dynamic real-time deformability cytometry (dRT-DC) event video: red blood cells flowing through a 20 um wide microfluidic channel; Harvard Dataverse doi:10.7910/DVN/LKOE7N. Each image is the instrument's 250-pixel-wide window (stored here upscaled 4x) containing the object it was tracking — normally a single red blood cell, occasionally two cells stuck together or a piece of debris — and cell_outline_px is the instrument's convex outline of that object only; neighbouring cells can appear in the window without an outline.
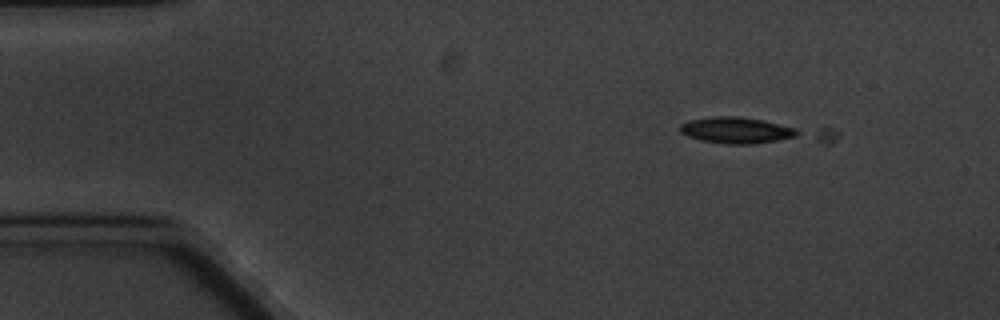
{"species": "common noctule bat (a hibernating species)", "species_latin": "Nyctalus noctula", "temperature_condition": "cold", "stored_images_in_passage": 4, "camera_frame_rate_fps": 3000, "um_per_image_px": 0.085, "animal": {"sex": "male", "body_mass_g": 20.1, "forearm_length_mm": 53.5}, "frame": {"image": 1, "passage_image": 1, "time_ms": 0.0, "image_size_px": [1000, 320], "cell_outline_px": [[840, 136], [836, 140], [828, 144], [728, 144], [700, 140], [688, 136], [680, 132], [680, 124], [688, 120], [712, 116], [740, 116], [832, 128], [840, 132]], "centroid_in_image_um": [64.26, 11.17], "position_along_channel_um": 20.7, "area_um2": 25.09}}